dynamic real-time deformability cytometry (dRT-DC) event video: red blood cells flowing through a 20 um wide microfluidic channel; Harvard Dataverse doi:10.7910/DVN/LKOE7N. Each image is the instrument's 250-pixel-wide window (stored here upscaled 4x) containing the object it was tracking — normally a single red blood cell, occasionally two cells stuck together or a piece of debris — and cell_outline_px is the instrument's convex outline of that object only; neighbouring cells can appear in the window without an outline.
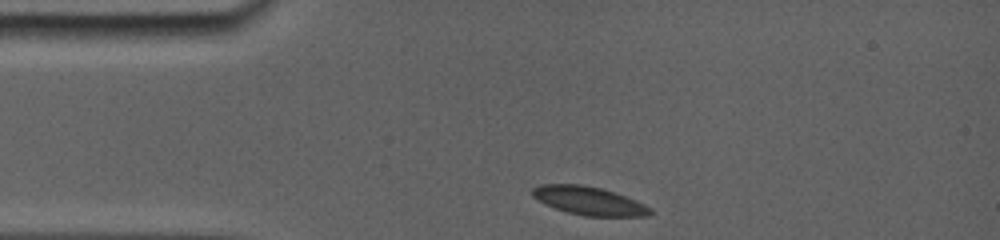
{"species": "common noctule bat (a hibernating species)", "species_latin": "Nyctalus noctula", "temperature_condition": "room temperature", "stored_images_in_passage": 21, "camera_frame_rate_fps": 5000, "um_per_image_px": 0.085, "animal": {"sex": "female", "body_mass_g": 19.0, "forearm_length_mm": 56.7}, "frame": {"image": 1, "passage_image": 1, "time_ms": 0.0, "image_size_px": [1000, 240], "cell_outline_px": [[656, 212], [648, 216], [584, 216], [568, 212], [544, 204], [532, 196], [532, 188], [540, 184], [580, 184], [600, 188], [616, 192], [636, 200], [652, 208]], "centroid_in_image_um": [50.1, 17.07], "position_along_channel_um": 34.9, "area_um2": 19.65}}
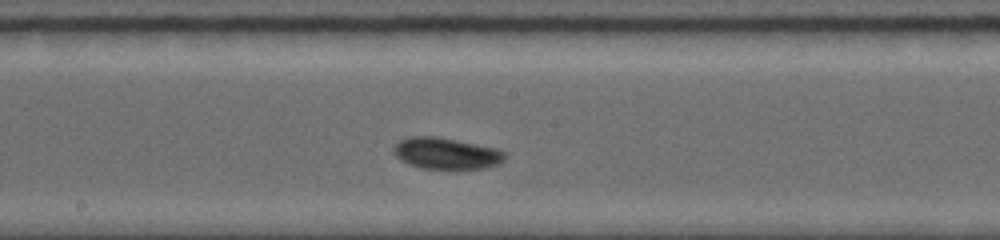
{"frame": {"image": 2, "passage_image": 12, "time_ms": 5.4, "image_size_px": [1000, 240], "cell_outline_px": [[504, 160], [500, 164], [484, 168], [456, 172], [424, 168], [408, 164], [400, 160], [396, 156], [396, 144], [400, 140], [412, 136], [432, 136], [456, 140], [496, 148], [504, 152]], "centroid_in_image_um": [37.98, 13.09], "position_along_channel_um": 210.2, "area_um2": 20.75}}
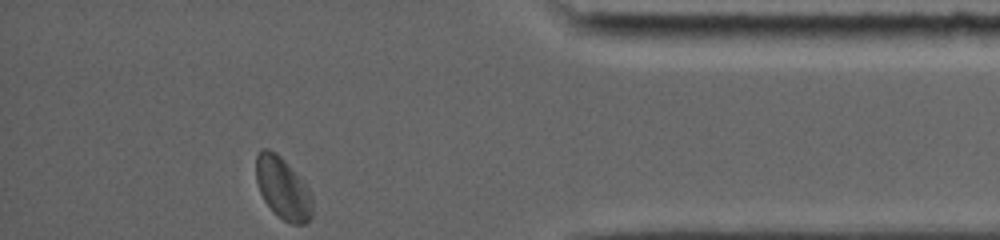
{"frame": {"image": 3, "passage_image": 21, "time_ms": 11.2, "image_size_px": [1000, 240], "cell_outline_px": [[312, 216], [304, 224], [292, 224], [284, 220], [264, 200], [260, 192], [256, 180], [256, 156], [260, 148], [268, 148], [276, 152], [304, 180], [312, 196]], "centroid_in_image_um": [24.05, 15.96], "position_along_channel_um": 411.1, "area_um2": 20.29}, "authors_computed_cell_mechanics": {"area_um2": 19.363, "velocity_mm_per_s": 3.7867, "shape_relaxation_time_tau1_ms": 4.5997, "shape_relaxation_time_tau2_ms": null, "deformation_change_tau1": 0.0826, "deformation_change_tau2": null}}